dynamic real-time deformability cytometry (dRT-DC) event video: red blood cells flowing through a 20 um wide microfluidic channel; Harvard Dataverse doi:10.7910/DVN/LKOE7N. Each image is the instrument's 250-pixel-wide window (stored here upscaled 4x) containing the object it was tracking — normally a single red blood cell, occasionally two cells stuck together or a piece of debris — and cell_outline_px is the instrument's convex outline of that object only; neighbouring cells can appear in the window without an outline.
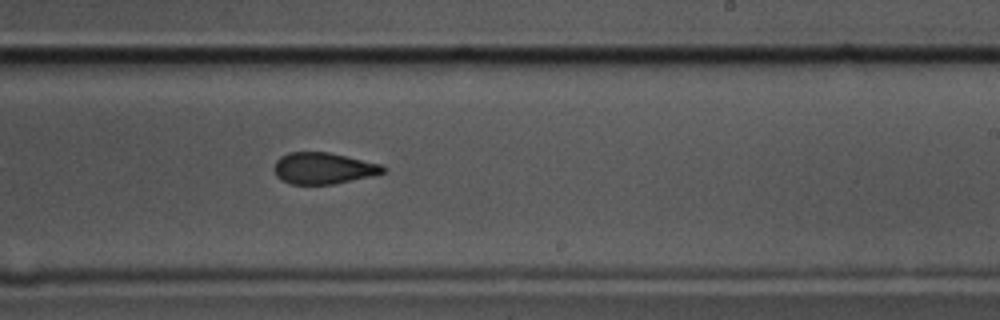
{"species": "common noctule bat (a hibernating species)", "species_latin": "Nyctalus noctula", "temperature_condition": "cold", "stored_images_in_passage": 43, "camera_frame_rate_fps": 3000, "um_per_image_px": 0.085, "animal": {"sex": "male", "body_mass_g": 17.5, "forearm_length_mm": 52.3}, "frame": {"image": 1, "passage_image": 21, "time_ms": 6.667, "image_size_px": [1000, 320], "cell_outline_px": [[388, 168], [384, 172], [368, 176], [332, 184], [292, 184], [276, 176], [272, 168], [276, 160], [280, 156], [288, 152], [328, 152], [380, 164]], "centroid_in_image_um": [27.42, 14.29], "position_along_channel_um": 261.6, "area_um2": 19.71}}
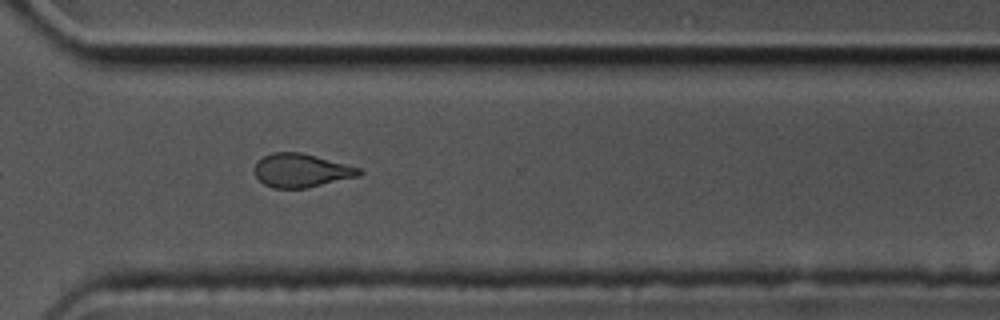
{"frame": {"image": 2, "passage_image": 28, "time_ms": 9.0, "image_size_px": [1000, 320], "cell_outline_px": [[364, 172], [360, 176], [308, 188], [272, 188], [264, 184], [256, 176], [256, 164], [264, 156], [272, 152], [300, 152], [360, 168]], "centroid_in_image_um": [25.64, 14.5], "position_along_channel_um": 345.0, "area_um2": 20.29}}
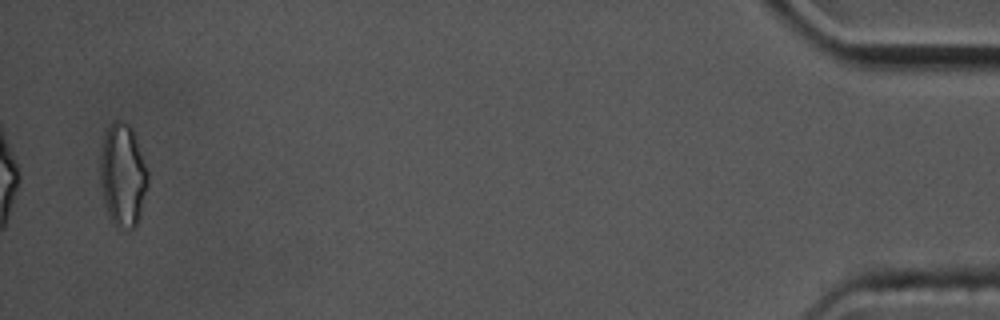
{"frame": {"image": 3, "passage_image": 42, "time_ms": 13.667, "image_size_px": [1000, 320], "cell_outline_px": [[148, 180], [136, 228], [128, 228], [116, 224], [112, 220], [104, 204], [100, 184], [100, 156], [104, 136], [108, 128], [116, 120], [120, 120], [128, 124], [132, 128], [148, 172]], "centroid_in_image_um": [10.42, 14.87], "position_along_channel_um": 424.8, "area_um2": 28.03}, "authors_computed_cell_mechanics": {"area_um2": 21.3282, "velocity_mm_per_s": 3.5757, "shape_relaxation_time_tau1_ms": null, "shape_relaxation_time_tau2_ms": 2.4425, "deformation_change_tau1": null, "deformation_change_tau2": 0.0983}}